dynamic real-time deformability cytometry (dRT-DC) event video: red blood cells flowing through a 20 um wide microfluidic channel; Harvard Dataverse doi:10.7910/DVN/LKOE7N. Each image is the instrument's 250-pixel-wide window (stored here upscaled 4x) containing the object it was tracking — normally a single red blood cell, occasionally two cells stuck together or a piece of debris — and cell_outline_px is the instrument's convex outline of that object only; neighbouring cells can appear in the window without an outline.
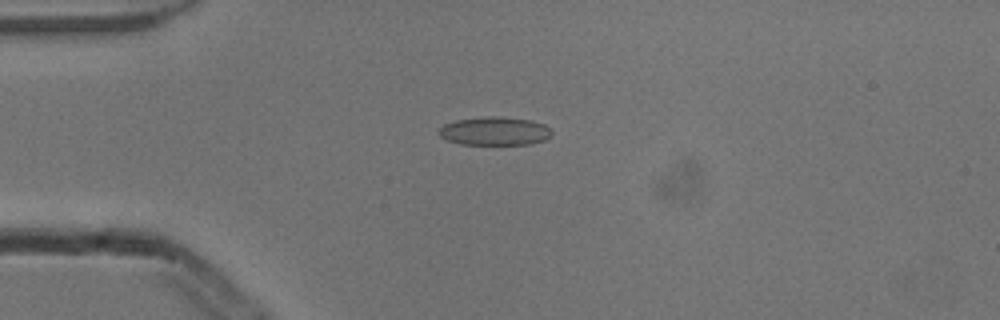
{"species": "common noctule bat (a hibernating species)", "species_latin": "Nyctalus noctula", "temperature_condition": "cold", "stored_images_in_passage": 6, "camera_frame_rate_fps": 3000, "um_per_image_px": 0.085, "animal": {"sex": "male", "body_mass_g": 13.3}, "frame": {"image": 1, "passage_image": 4, "time_ms": 1.0, "image_size_px": [1000, 320], "cell_outline_px": [[552, 132], [544, 140], [528, 144], [460, 144], [448, 140], [440, 136], [436, 132], [444, 124], [456, 120], [488, 116], [500, 116], [532, 120], [544, 124]], "centroid_in_image_um": [42.01, 11.13], "position_along_channel_um": 43.0, "area_um2": 18.61}}
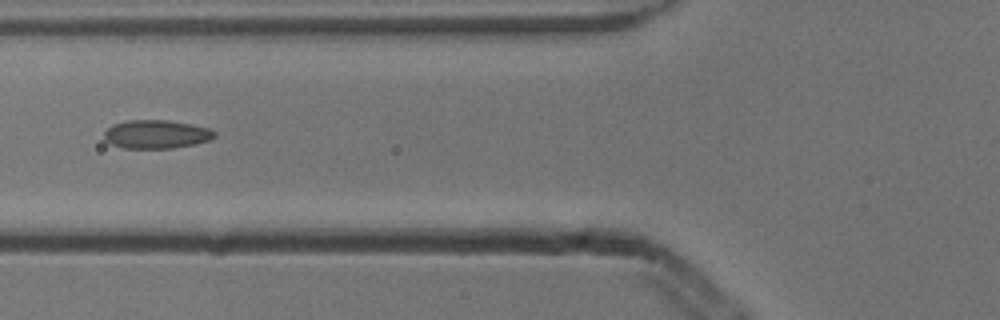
{"frame": {"image": 2, "passage_image": 6, "time_ms": 1.667, "image_size_px": [1000, 320], "cell_outline_px": [[216, 136], [208, 140], [196, 144], [172, 148], [124, 148], [112, 144], [104, 140], [104, 132], [112, 124], [128, 120], [168, 120], [192, 124], [208, 128], [216, 132]], "centroid_in_image_um": [13.28, 11.41], "position_along_channel_um": 112.5, "area_um2": 18.38}}